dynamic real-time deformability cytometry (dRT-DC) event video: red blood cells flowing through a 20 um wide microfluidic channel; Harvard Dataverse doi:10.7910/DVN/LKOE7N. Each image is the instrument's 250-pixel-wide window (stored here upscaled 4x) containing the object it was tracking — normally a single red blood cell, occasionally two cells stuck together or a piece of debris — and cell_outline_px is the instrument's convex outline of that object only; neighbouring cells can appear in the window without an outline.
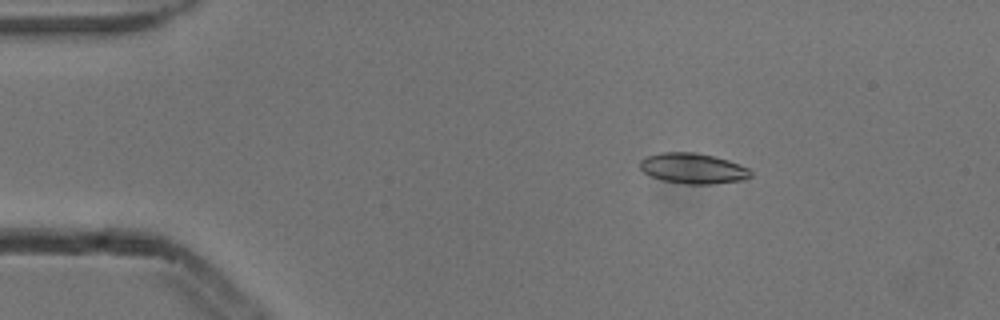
{"species": "common noctule bat (a hibernating species)", "species_latin": "Nyctalus noctula", "temperature_condition": "cold", "stored_images_in_passage": 4, "camera_frame_rate_fps": 3000, "um_per_image_px": 0.085, "animal": {"sex": "male", "body_mass_g": 13.3}, "frame": {"image": 1, "passage_image": 3, "time_ms": 0.667, "image_size_px": [1000, 320], "cell_outline_px": [[752, 176], [744, 180], [712, 184], [684, 184], [664, 180], [652, 176], [644, 172], [640, 168], [640, 160], [644, 156], [660, 152], [696, 152], [716, 156], [740, 164], [748, 168], [752, 172]], "centroid_in_image_um": [58.92, 14.3], "position_along_channel_um": 26.1, "area_um2": 19.88}}